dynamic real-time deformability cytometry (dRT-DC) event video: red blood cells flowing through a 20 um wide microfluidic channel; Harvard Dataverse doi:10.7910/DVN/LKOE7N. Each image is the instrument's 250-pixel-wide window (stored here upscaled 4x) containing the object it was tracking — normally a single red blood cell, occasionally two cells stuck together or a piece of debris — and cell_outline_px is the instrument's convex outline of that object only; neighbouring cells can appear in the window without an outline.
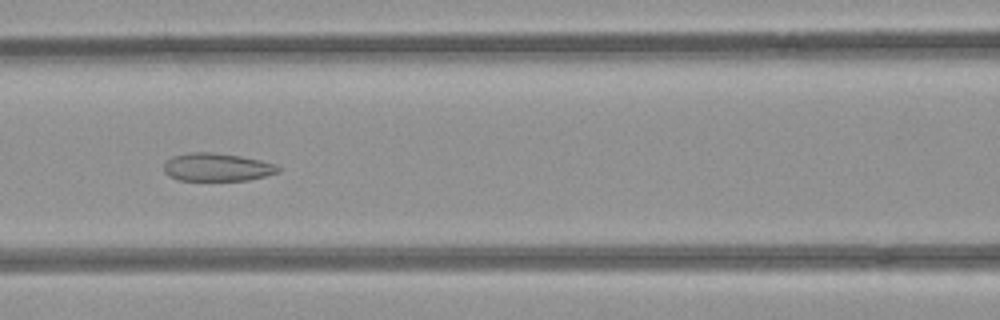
{"species": "common noctule bat (a hibernating species)", "species_latin": "Nyctalus noctula", "temperature_condition": "room temperature", "stored_images_in_passage": 27, "camera_frame_rate_fps": 3000, "um_per_image_px": 0.085, "animal": {"sex": "female", "body_mass_g": 21.9}, "frame": {"image": 1, "passage_image": 12, "time_ms": 3.667, "image_size_px": [1000, 320], "cell_outline_px": [[280, 172], [248, 180], [180, 180], [168, 176], [164, 172], [164, 164], [172, 156], [192, 152], [212, 152], [240, 156], [260, 160], [276, 164], [280, 168]], "centroid_in_image_um": [18.45, 14.21], "position_along_channel_um": 148.2, "area_um2": 18.61}}